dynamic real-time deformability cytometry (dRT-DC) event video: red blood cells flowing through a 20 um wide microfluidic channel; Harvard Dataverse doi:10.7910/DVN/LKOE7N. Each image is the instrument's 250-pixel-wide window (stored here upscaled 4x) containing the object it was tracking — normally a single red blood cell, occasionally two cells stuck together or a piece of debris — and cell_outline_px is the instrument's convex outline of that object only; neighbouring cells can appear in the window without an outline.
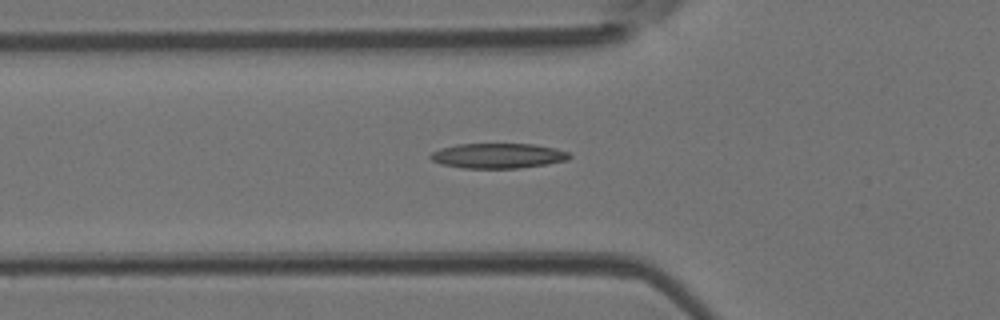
{"species": "Egyptian fruit bat (a non-hibernating species)", "species_latin": "Rousettus aegyptiacus", "temperature_condition": "room temperature", "stored_images_in_passage": 31, "camera_frame_rate_fps": 3000, "um_per_image_px": 0.085, "animal": {"sex": "female"}, "frame": {"image": 1, "passage_image": 3, "time_ms": 0.667, "image_size_px": [1000, 320], "cell_outline_px": [[572, 156], [568, 160], [548, 164], [520, 168], [464, 168], [440, 164], [432, 160], [428, 156], [432, 152], [440, 148], [456, 144], [532, 144], [556, 148], [568, 152]], "centroid_in_image_um": [42.33, 13.24], "position_along_channel_um": 83.5, "area_um2": 20.4}}
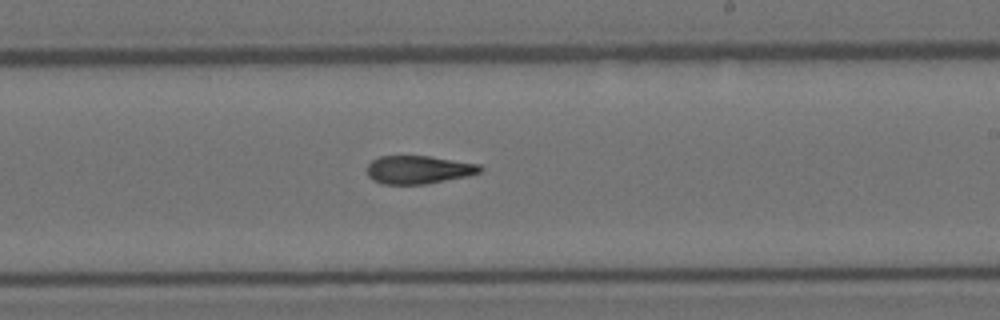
{"frame": {"image": 2, "passage_image": 15, "time_ms": 4.667, "image_size_px": [1000, 320], "cell_outline_px": [[484, 168], [480, 172], [468, 176], [428, 184], [380, 184], [372, 180], [368, 176], [368, 164], [372, 160], [380, 156], [432, 156], [480, 164]], "centroid_in_image_um": [35.6, 14.43], "position_along_channel_um": 253.4, "area_um2": 18.79}}
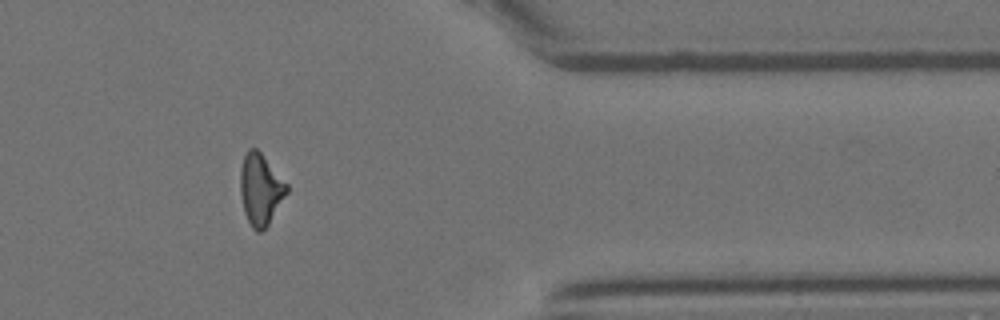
{"frame": {"image": 3, "passage_image": 26, "time_ms": 8.333, "image_size_px": [1000, 320], "cell_outline_px": [[288, 192], [268, 224], [260, 232], [256, 232], [252, 228], [244, 212], [240, 192], [240, 168], [244, 152], [248, 148], [256, 148], [260, 152], [288, 184]], "centroid_in_image_um": [22.13, 16.07], "position_along_channel_um": 389.3, "area_um2": 19.31}, "authors_computed_cell_mechanics": {"area_um2": 19.1896, "velocity_mm_per_s": 4.2372, "shape_relaxation_time_tau1_ms": 8.9487, "shape_relaxation_time_tau2_ms": 4.7627, "deformation_change_tau1": 0.2479, "deformation_change_tau2": 0.1578}}